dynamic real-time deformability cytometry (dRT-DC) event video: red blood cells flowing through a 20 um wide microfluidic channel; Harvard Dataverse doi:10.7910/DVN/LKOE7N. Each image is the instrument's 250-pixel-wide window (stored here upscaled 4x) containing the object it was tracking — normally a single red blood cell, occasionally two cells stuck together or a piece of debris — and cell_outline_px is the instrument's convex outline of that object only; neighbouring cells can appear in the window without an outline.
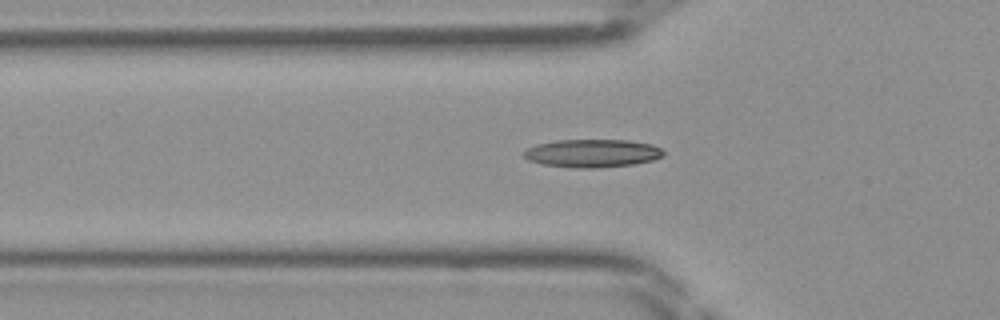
{"species": "Egyptian fruit bat (a non-hibernating species)", "species_latin": "Rousettus aegyptiacus", "temperature_condition": "room temperature", "stored_images_in_passage": 38, "camera_frame_rate_fps": 3000, "um_per_image_px": 0.085, "frame": {"image": 1, "passage_image": 12, "time_ms": 3.667, "image_size_px": [1000, 320], "cell_outline_px": [[664, 156], [652, 160], [632, 164], [596, 168], [576, 168], [540, 164], [528, 160], [520, 152], [536, 144], [556, 140], [628, 140], [652, 144], [660, 148], [664, 152]], "centroid_in_image_um": [50.31, 13.02], "position_along_channel_um": 75.5, "area_um2": 22.95}}
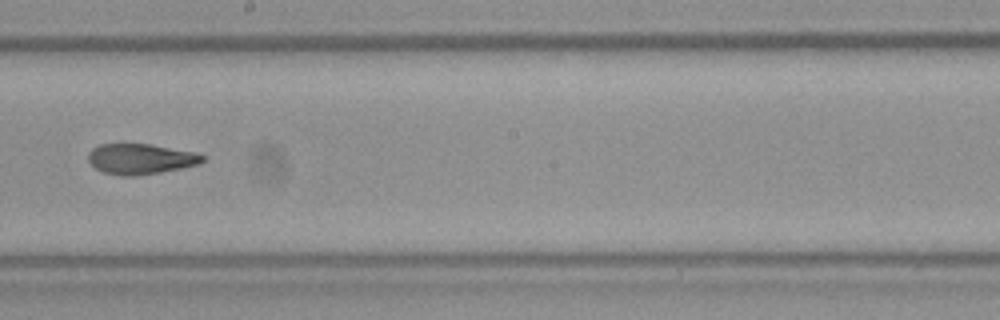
{"frame": {"image": 2, "passage_image": 23, "time_ms": 7.333, "image_size_px": [1000, 320], "cell_outline_px": [[204, 160], [200, 164], [160, 172], [136, 176], [120, 176], [104, 172], [96, 168], [88, 160], [88, 152], [92, 148], [100, 144], [148, 144], [196, 152], [204, 156]], "centroid_in_image_um": [11.94, 13.51], "position_along_channel_um": 236.3, "area_um2": 20.23}}
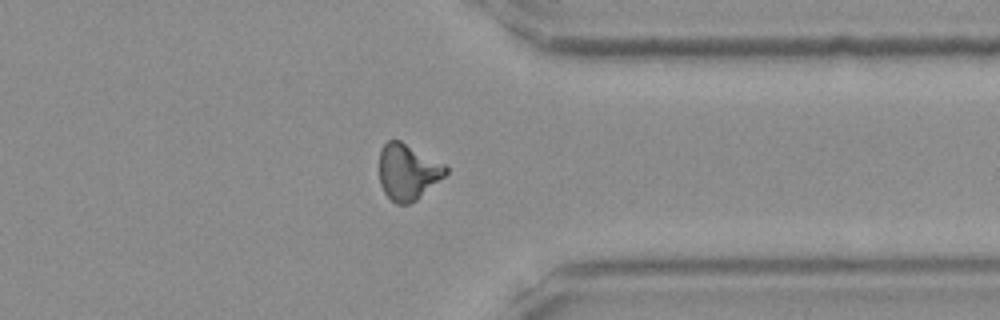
{"frame": {"image": 3, "passage_image": 33, "time_ms": 10.667, "image_size_px": [1000, 320], "cell_outline_px": [[448, 172], [444, 176], [416, 200], [408, 204], [396, 204], [384, 192], [380, 184], [380, 148], [388, 140], [400, 140], [444, 164], [448, 168]], "centroid_in_image_um": [34.64, 14.6], "position_along_channel_um": 376.8, "area_um2": 21.44}}